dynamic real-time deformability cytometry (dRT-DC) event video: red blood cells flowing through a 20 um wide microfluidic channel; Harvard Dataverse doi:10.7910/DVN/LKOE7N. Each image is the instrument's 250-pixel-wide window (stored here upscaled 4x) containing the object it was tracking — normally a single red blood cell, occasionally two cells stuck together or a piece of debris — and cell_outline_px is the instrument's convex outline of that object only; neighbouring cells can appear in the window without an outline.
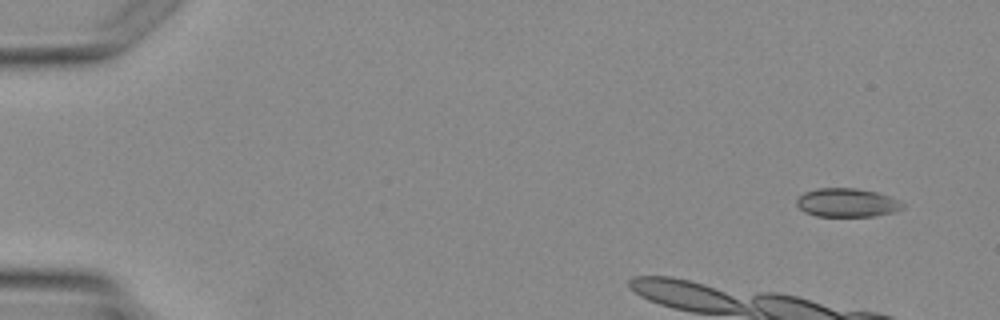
{"species": "Egyptian fruit bat (a non-hibernating species)", "species_latin": "Rousettus aegyptiacus", "temperature_condition": "warm", "stored_images_in_passage": 3, "camera_frame_rate_fps": 3000, "um_per_image_px": 0.085, "animal": {"sex": "female"}, "frame": {"image": 1, "passage_image": 1, "time_ms": 0.0, "image_size_px": [1000, 320], "cell_outline_px": [[904, 208], [892, 212], [872, 216], [816, 216], [804, 212], [796, 204], [796, 200], [804, 192], [816, 188], [856, 188], [876, 192], [888, 196], [904, 204]], "centroid_in_image_um": [71.95, 17.22], "position_along_channel_um": 13.0, "area_um2": 17.57}}